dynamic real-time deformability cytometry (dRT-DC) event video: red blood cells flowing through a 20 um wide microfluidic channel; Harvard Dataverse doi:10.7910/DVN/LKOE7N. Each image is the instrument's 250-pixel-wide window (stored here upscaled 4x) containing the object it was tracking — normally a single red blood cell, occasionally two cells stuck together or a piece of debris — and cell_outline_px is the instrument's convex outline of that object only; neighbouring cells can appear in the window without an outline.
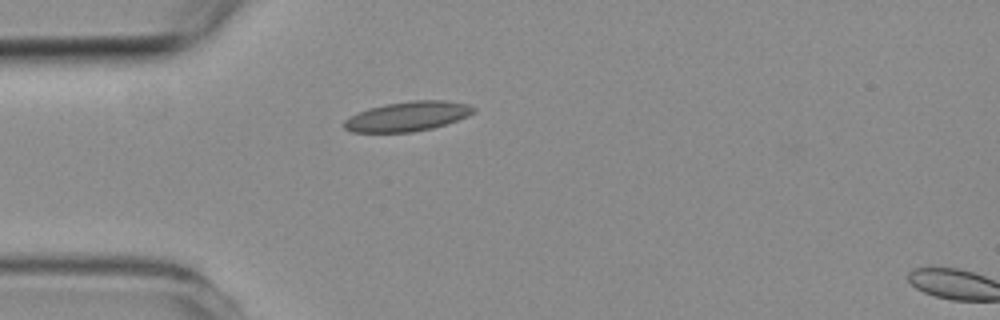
{"species": "common noctule bat (a hibernating species)", "species_latin": "Nyctalus noctula", "temperature_condition": "room temperature", "stored_images_in_passage": 2, "camera_frame_rate_fps": 3000, "um_per_image_px": 0.085, "animal": {"sex": "female", "body_mass_g": 19.3, "forearm_length_mm": 54.1}, "frame": {"image": 1, "passage_image": 1, "time_ms": 0.0, "image_size_px": [1000, 320], "cell_outline_px": [[476, 112], [468, 116], [432, 128], [412, 132], [352, 132], [344, 128], [344, 120], [356, 112], [368, 108], [384, 104], [412, 100], [444, 100], [468, 104], [476, 108]], "centroid_in_image_um": [34.63, 9.88], "position_along_channel_um": 50.4, "area_um2": 22.43}}